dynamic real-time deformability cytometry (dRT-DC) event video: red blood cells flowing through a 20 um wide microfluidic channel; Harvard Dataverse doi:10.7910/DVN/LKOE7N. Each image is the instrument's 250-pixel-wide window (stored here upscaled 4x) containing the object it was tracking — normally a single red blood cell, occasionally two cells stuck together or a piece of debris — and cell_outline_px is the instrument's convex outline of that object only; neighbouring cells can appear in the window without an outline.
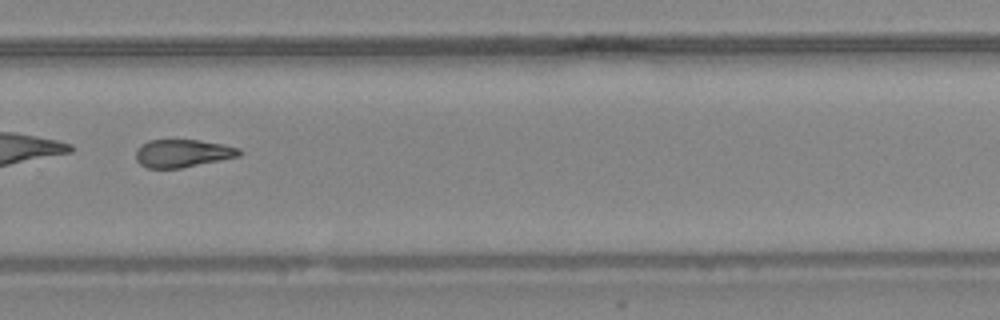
{"species": "common noctule bat (a hibernating species)", "species_latin": "Nyctalus noctula", "temperature_condition": "warm", "stored_images_in_passage": 46, "camera_frame_rate_fps": 3000, "um_per_image_px": 0.085, "animal": {"sex": "female", "body_mass_g": 24.6, "forearm_length_mm": 56.2}, "frame": {"image": 1, "passage_image": 33, "time_ms": 10.667, "image_size_px": [1000, 320], "cell_outline_px": [[244, 152], [240, 156], [180, 168], [148, 168], [140, 164], [136, 160], [136, 148], [140, 144], [148, 140], [200, 140], [224, 144], [240, 148]], "centroid_in_image_um": [15.53, 13.02], "position_along_channel_um": 314.3, "area_um2": 16.94}}